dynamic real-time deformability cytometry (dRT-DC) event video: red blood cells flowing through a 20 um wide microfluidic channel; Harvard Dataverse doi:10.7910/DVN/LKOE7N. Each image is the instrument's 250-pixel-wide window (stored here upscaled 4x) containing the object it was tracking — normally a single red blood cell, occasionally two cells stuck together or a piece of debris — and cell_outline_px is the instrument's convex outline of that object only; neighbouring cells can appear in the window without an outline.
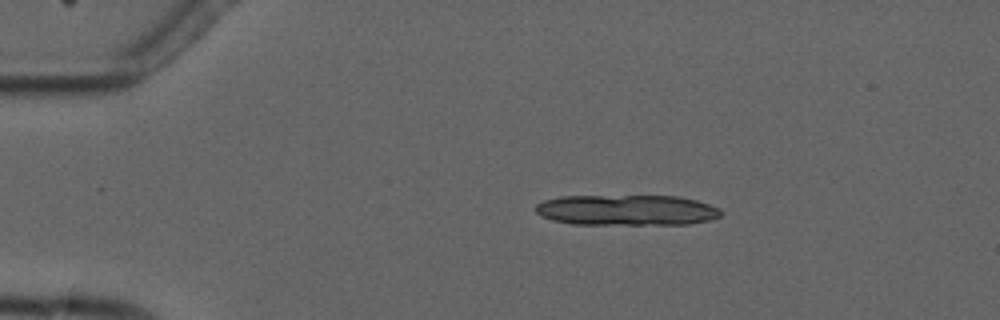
{"species": "common noctule bat (a hibernating species)", "species_latin": "Nyctalus noctula", "temperature_condition": "cold", "stored_images_in_passage": 5, "camera_frame_rate_fps": 3000, "um_per_image_px": 0.085, "animal": {"sex": "male", "forearm_length_mm": 52.5}, "frame": {"image": 1, "passage_image": 3, "time_ms": 2.0, "image_size_px": [1000, 320], "cell_outline_px": [[724, 212], [720, 216], [708, 220], [688, 224], [572, 224], [552, 220], [540, 216], [536, 212], [536, 204], [544, 200], [560, 196], [680, 196], [696, 200], [720, 208]], "centroid_in_image_um": [53.26, 17.86], "position_along_channel_um": 31.7, "area_um2": 33.23}}